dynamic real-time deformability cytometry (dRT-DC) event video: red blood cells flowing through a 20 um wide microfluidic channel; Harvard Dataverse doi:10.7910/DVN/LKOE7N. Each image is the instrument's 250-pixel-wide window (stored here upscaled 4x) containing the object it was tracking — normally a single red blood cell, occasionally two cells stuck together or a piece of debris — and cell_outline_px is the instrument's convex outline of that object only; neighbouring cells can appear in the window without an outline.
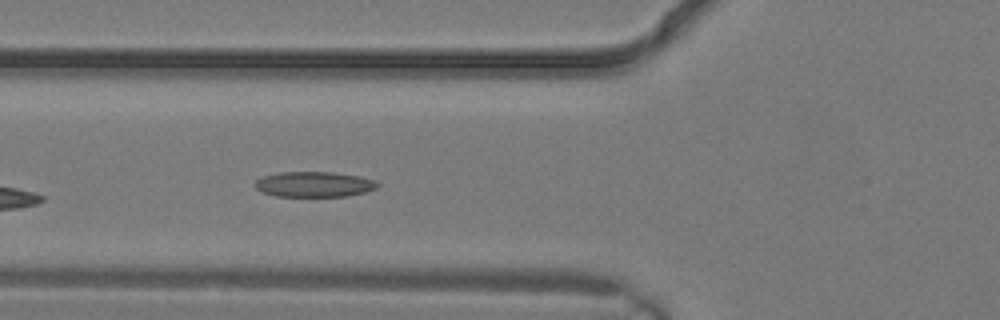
{"species": "common noctule bat (a hibernating species)", "species_latin": "Nyctalus noctula", "temperature_condition": "warm", "stored_images_in_passage": 4, "camera_frame_rate_fps": 3000, "um_per_image_px": 0.085, "animal": {"sex": "male", "body_mass_g": 19.2, "forearm_length_mm": 51.8}, "frame": {"image": 1, "passage_image": 4, "time_ms": 1.0, "image_size_px": [1000, 320], "cell_outline_px": [[380, 184], [376, 188], [364, 192], [348, 196], [276, 196], [260, 192], [256, 188], [256, 180], [264, 176], [280, 172], [332, 172], [360, 176], [376, 180]], "centroid_in_image_um": [26.72, 15.66], "position_along_channel_um": 99.1, "area_um2": 18.09}}